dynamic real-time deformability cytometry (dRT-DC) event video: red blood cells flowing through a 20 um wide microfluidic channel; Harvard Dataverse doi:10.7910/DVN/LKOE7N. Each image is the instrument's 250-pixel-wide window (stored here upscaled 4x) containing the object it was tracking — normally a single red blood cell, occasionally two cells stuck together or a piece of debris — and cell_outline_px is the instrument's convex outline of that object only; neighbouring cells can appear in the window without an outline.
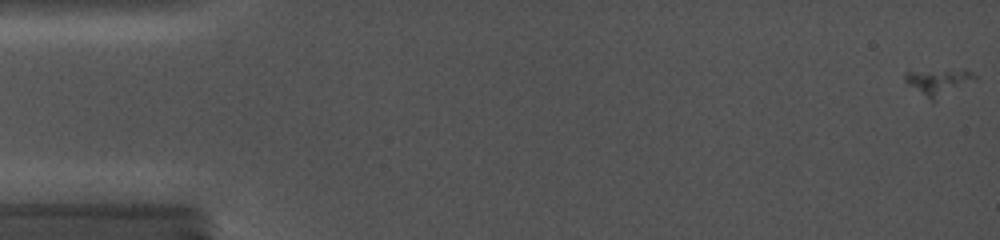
{"species": "common noctule bat (a hibernating species)", "species_latin": "Nyctalus noctula", "temperature_condition": "cold", "stored_images_in_passage": 12, "camera_frame_rate_fps": 5000, "um_per_image_px": 0.085, "animal": {"sex": "female", "body_mass_g": 19.0, "forearm_length_mm": 56.7}, "frame": {"image": 1, "passage_image": 1, "time_ms": 0.0, "image_size_px": [1000, 240], "cell_outline_px": [[976, 76], [936, 104], [932, 104], [904, 84], [904, 72], [964, 68], [972, 72]], "centroid_in_image_um": [79.65, 7.02], "position_along_channel_um": 5.3, "area_um2": 11.5}}